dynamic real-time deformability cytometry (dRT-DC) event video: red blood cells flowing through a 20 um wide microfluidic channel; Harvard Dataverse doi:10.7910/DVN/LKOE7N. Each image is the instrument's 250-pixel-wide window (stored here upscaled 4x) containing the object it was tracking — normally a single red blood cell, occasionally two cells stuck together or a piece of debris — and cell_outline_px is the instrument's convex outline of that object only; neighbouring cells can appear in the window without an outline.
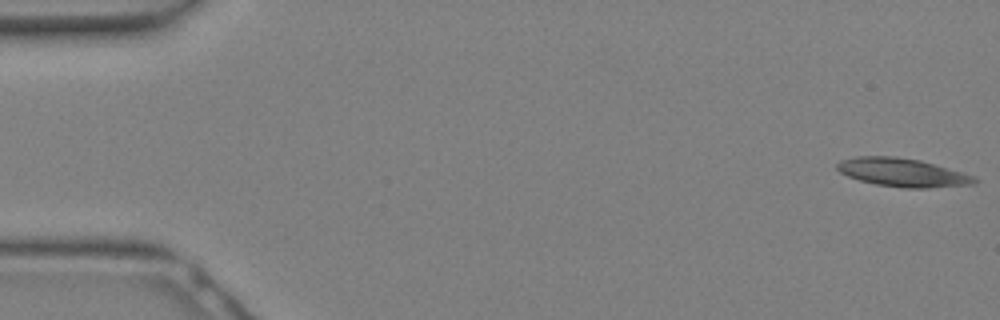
{"species": "Egyptian fruit bat (a non-hibernating species)", "species_latin": "Rousettus aegyptiacus", "temperature_condition": "warm", "stored_images_in_passage": 7, "camera_frame_rate_fps": 3000, "um_per_image_px": 0.085, "animal": {"sex": "female"}, "frame": {"image": 1, "passage_image": 1, "time_ms": 0.0, "image_size_px": [1000, 320], "cell_outline_px": [[980, 180], [972, 184], [928, 188], [904, 188], [876, 184], [860, 180], [848, 176], [840, 172], [836, 168], [836, 164], [840, 160], [856, 156], [896, 156], [920, 160], [960, 172], [972, 176]], "centroid_in_image_um": [76.66, 14.65], "position_along_channel_um": 8.3, "area_um2": 22.54}}